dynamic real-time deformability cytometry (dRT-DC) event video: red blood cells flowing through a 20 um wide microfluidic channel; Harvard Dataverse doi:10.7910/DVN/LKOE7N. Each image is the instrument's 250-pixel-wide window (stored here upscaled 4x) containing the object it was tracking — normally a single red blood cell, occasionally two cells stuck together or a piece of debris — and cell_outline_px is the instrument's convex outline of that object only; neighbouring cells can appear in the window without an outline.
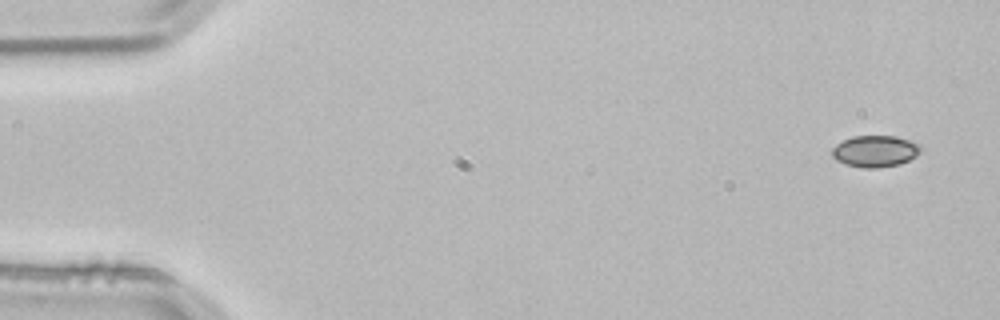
{"species": "common noctule bat (a hibernating species)", "species_latin": "Nyctalus noctula", "temperature_condition": "room temperature", "stored_images_in_passage": 3, "camera_frame_rate_fps": 3000, "um_per_image_px": 0.085, "animal": {"sex": "male", "body_mass_g": 21.5, "forearm_length_mm": 52.0}, "frame": {"image": 1, "passage_image": 1, "time_ms": 0.0, "image_size_px": [1000, 320], "cell_outline_px": [[924, 148], [916, 156], [900, 164], [876, 168], [864, 168], [848, 164], [836, 160], [832, 156], [832, 148], [836, 144], [852, 136], [896, 136], [920, 144]], "centroid_in_image_um": [74.41, 12.84], "position_along_channel_um": 10.6, "area_um2": 16.3}}
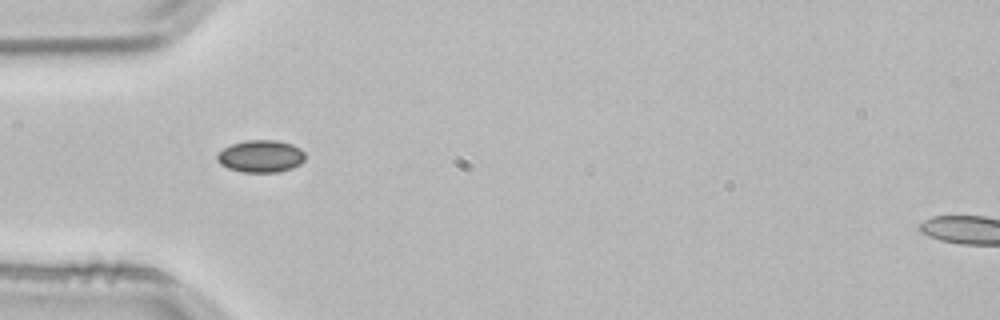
{"frame": {"image": 2, "passage_image": 3, "time_ms": 0.667, "image_size_px": [1000, 320], "cell_outline_px": [[304, 160], [300, 164], [292, 168], [280, 172], [240, 172], [228, 168], [220, 164], [216, 160], [216, 152], [232, 144], [244, 140], [276, 140], [292, 144], [300, 148], [304, 152]], "centroid_in_image_um": [22.14, 13.28], "position_along_channel_um": 62.9, "area_um2": 16.76}}